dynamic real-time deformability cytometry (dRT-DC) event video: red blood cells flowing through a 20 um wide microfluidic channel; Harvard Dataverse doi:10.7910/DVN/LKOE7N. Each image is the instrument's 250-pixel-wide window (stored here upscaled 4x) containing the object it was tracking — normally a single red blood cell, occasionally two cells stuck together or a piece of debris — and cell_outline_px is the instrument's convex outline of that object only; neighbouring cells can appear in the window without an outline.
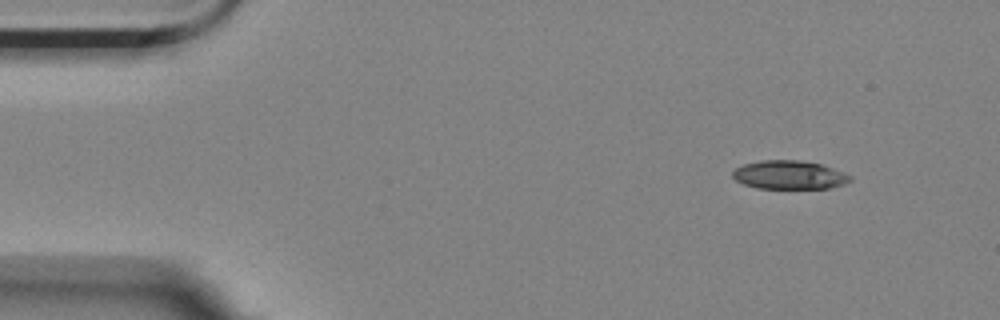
{"species": "Egyptian fruit bat (a non-hibernating species)", "species_latin": "Rousettus aegyptiacus", "temperature_condition": "room temperature", "stored_images_in_passage": 52, "camera_frame_rate_fps": 3000, "um_per_image_px": 0.085, "animal": {"sex": "female"}, "frame": {"image": 1, "passage_image": 1, "time_ms": 0.0, "image_size_px": [1000, 320], "cell_outline_px": [[852, 180], [844, 184], [832, 188], [756, 188], [744, 184], [736, 180], [732, 176], [732, 172], [736, 168], [744, 164], [760, 160], [800, 160], [820, 164], [832, 168], [852, 176]], "centroid_in_image_um": [67.09, 14.87], "position_along_channel_um": 17.9, "area_um2": 19.54}}
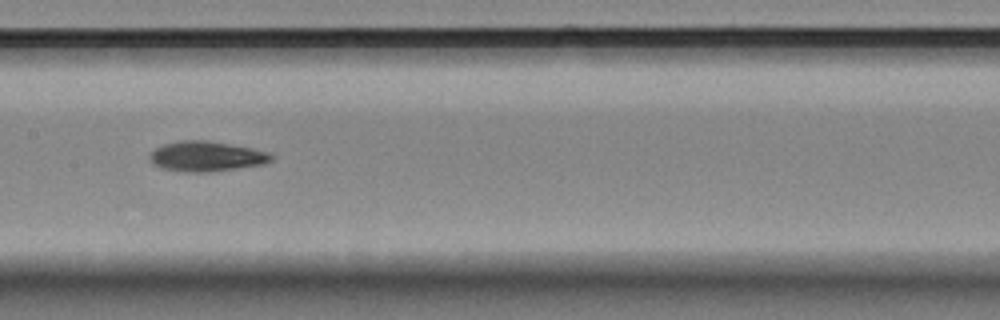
{"frame": {"image": 2, "passage_image": 23, "time_ms": 7.333, "image_size_px": [1000, 320], "cell_outline_px": [[276, 156], [272, 160], [264, 164], [208, 172], [184, 172], [160, 168], [152, 164], [148, 160], [148, 156], [156, 148], [164, 144], [180, 140], [204, 140], [252, 148], [272, 152]], "centroid_in_image_um": [17.54, 13.29], "position_along_channel_um": 189.9, "area_um2": 21.5}}
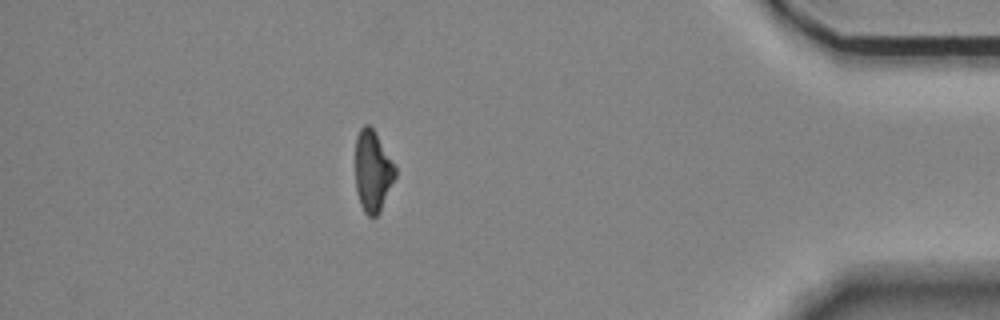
{"frame": {"image": 3, "passage_image": 45, "time_ms": 14.667, "image_size_px": [1000, 320], "cell_outline_px": [[396, 176], [380, 212], [372, 220], [364, 212], [360, 204], [356, 192], [356, 136], [360, 128], [364, 124], [368, 124], [372, 128], [396, 168]], "centroid_in_image_um": [31.67, 14.6], "position_along_channel_um": 403.5, "area_um2": 18.79}, "authors_computed_cell_mechanics": {"area_um2": 20.5479, "velocity_mm_per_s": 3.5159, "shape_relaxation_time_tau1_ms": 4.8505, "shape_relaxation_time_tau2_ms": 5.6449, "deformation_change_tau1": 0.1623, "deformation_change_tau2": 0.1327}}